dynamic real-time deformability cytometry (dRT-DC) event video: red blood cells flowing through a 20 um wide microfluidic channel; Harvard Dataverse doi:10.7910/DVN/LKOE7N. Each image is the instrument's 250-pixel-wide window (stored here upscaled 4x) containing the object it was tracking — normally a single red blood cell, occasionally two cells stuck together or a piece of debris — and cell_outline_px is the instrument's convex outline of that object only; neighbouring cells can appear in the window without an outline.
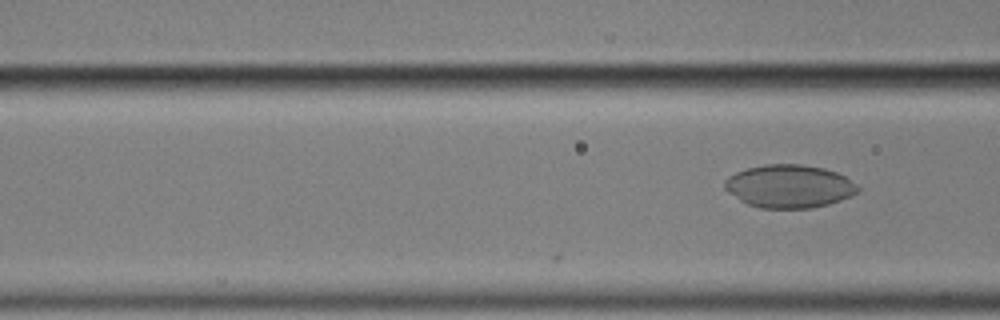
{"species": "common noctule bat (a hibernating species)", "species_latin": "Nyctalus noctula", "temperature_condition": "cold", "stored_images_in_passage": 11, "camera_frame_rate_fps": 3000, "um_per_image_px": 0.085, "animal": {"sex": "male", "body_mass_g": 17.9}, "frame": {"image": 1, "passage_image": 11, "time_ms": 3.333, "image_size_px": [1000, 320], "cell_outline_px": [[860, 188], [856, 192], [840, 200], [828, 204], [812, 208], [760, 208], [748, 204], [740, 200], [728, 192], [724, 188], [724, 180], [728, 176], [736, 172], [748, 168], [764, 164], [800, 164], [824, 168], [836, 172], [844, 176], [856, 184]], "centroid_in_image_um": [67.05, 15.83], "position_along_channel_um": 99.6, "area_um2": 33.29}}